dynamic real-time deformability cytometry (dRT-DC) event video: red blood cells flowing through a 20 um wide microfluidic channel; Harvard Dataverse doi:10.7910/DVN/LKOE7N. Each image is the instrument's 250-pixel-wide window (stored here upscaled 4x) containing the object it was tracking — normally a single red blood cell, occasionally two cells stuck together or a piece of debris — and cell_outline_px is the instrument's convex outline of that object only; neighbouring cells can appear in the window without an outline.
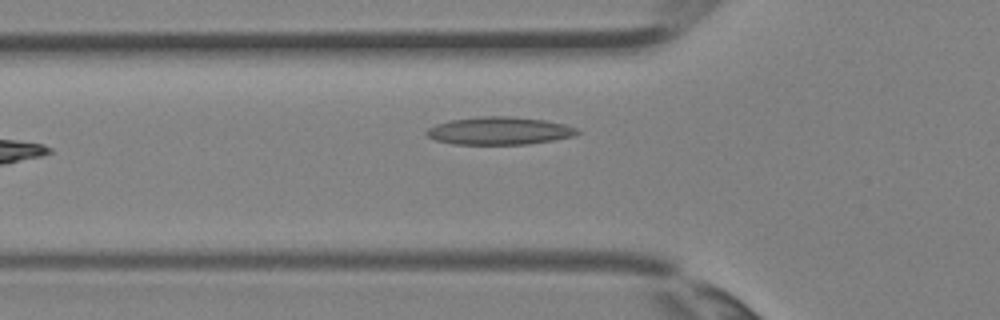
{"species": "Egyptian fruit bat (a non-hibernating species)", "species_latin": "Rousettus aegyptiacus", "temperature_condition": "room temperature", "stored_images_in_passage": 3, "camera_frame_rate_fps": 3000, "um_per_image_px": 0.085, "animal": {"sex": "female"}, "frame": {"image": 1, "passage_image": 3, "time_ms": 0.667, "image_size_px": [1000, 320], "cell_outline_px": [[580, 132], [576, 136], [528, 144], [452, 144], [436, 140], [428, 136], [424, 132], [428, 128], [436, 124], [452, 120], [480, 116], [512, 116], [544, 120], [564, 124], [576, 128]], "centroid_in_image_um": [42.45, 11.12], "position_along_channel_um": 83.4, "area_um2": 24.33}}